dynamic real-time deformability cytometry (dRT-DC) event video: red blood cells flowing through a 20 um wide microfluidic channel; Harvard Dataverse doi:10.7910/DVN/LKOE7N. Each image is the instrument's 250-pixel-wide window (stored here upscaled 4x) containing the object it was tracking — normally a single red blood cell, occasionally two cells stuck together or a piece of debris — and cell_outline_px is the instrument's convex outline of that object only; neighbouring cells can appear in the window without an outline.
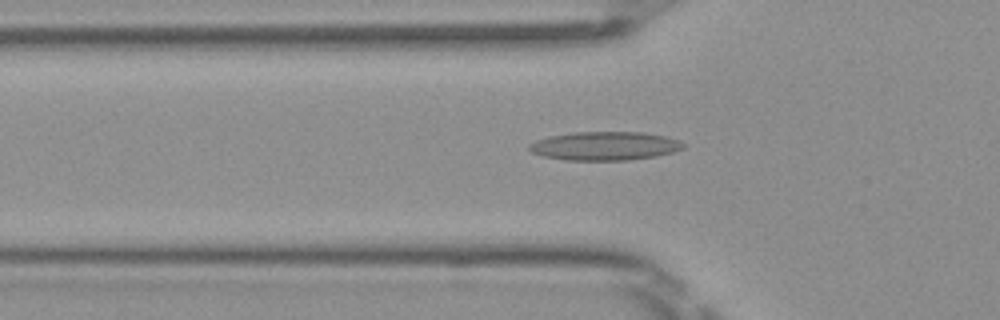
{"species": "Egyptian fruit bat (a non-hibernating species)", "species_latin": "Rousettus aegyptiacus", "temperature_condition": "room temperature", "stored_images_in_passage": 47, "camera_frame_rate_fps": 3000, "um_per_image_px": 0.085, "frame": {"image": 1, "passage_image": 14, "time_ms": 4.333, "image_size_px": [1000, 320], "cell_outline_px": [[684, 148], [672, 152], [656, 156], [628, 160], [568, 160], [544, 156], [532, 152], [528, 148], [528, 144], [536, 140], [548, 136], [572, 132], [640, 132], [664, 136], [680, 140], [684, 144]], "centroid_in_image_um": [51.39, 12.4], "position_along_channel_um": 74.4, "area_um2": 25.66}}
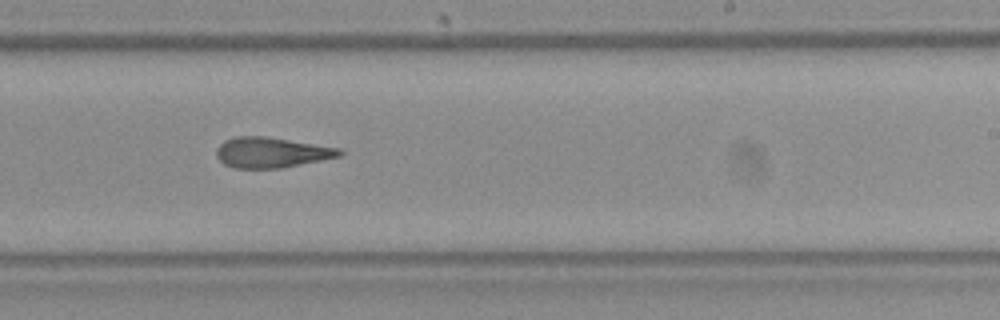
{"frame": {"image": 2, "passage_image": 28, "time_ms": 9.0, "image_size_px": [1000, 320], "cell_outline_px": [[344, 152], [340, 156], [280, 168], [232, 168], [224, 164], [216, 156], [216, 148], [224, 140], [236, 136], [264, 136], [340, 148]], "centroid_in_image_um": [23.03, 12.96], "position_along_channel_um": 266.0, "area_um2": 21.68}}
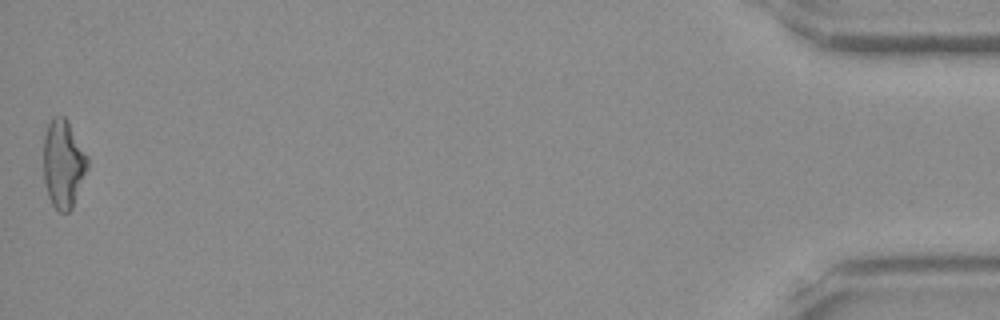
{"frame": {"image": 3, "passage_image": 47, "time_ms": 15.333, "image_size_px": [1000, 320], "cell_outline_px": [[88, 168], [72, 208], [68, 212], [60, 212], [52, 204], [48, 196], [44, 180], [44, 136], [48, 124], [52, 116], [64, 116], [68, 120], [88, 156]], "centroid_in_image_um": [5.39, 13.9], "position_along_channel_um": 429.8, "area_um2": 22.66}, "authors_computed_cell_mechanics": {"area_um2": 22.253, "velocity_mm_per_s": 4.0848, "shape_relaxation_time_tau1_ms": null, "shape_relaxation_time_tau2_ms": 3.1373, "deformation_change_tau1": null, "deformation_change_tau2": 0.1509}}